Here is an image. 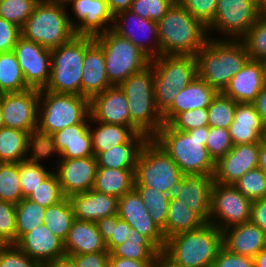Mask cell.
<instances>
[{"mask_svg":"<svg viewBox=\"0 0 266 267\" xmlns=\"http://www.w3.org/2000/svg\"><path fill=\"white\" fill-rule=\"evenodd\" d=\"M208 134L209 126L184 132L164 124L152 138L175 161L183 174L213 176L215 161L205 146Z\"/></svg>","mask_w":266,"mask_h":267,"instance_id":"obj_1","label":"cell"},{"mask_svg":"<svg viewBox=\"0 0 266 267\" xmlns=\"http://www.w3.org/2000/svg\"><path fill=\"white\" fill-rule=\"evenodd\" d=\"M197 76L218 93L224 91L230 80L250 59L240 40L208 39L196 53Z\"/></svg>","mask_w":266,"mask_h":267,"instance_id":"obj_2","label":"cell"},{"mask_svg":"<svg viewBox=\"0 0 266 267\" xmlns=\"http://www.w3.org/2000/svg\"><path fill=\"white\" fill-rule=\"evenodd\" d=\"M160 55L195 56L206 44L207 27L180 3H173L157 22Z\"/></svg>","mask_w":266,"mask_h":267,"instance_id":"obj_3","label":"cell"},{"mask_svg":"<svg viewBox=\"0 0 266 267\" xmlns=\"http://www.w3.org/2000/svg\"><path fill=\"white\" fill-rule=\"evenodd\" d=\"M222 246V230L205 223L168 238L161 253L171 263L182 267H212Z\"/></svg>","mask_w":266,"mask_h":267,"instance_id":"obj_4","label":"cell"},{"mask_svg":"<svg viewBox=\"0 0 266 267\" xmlns=\"http://www.w3.org/2000/svg\"><path fill=\"white\" fill-rule=\"evenodd\" d=\"M65 5L64 0H39L20 29L21 36L48 49L71 41L77 25L65 13Z\"/></svg>","mask_w":266,"mask_h":267,"instance_id":"obj_5","label":"cell"},{"mask_svg":"<svg viewBox=\"0 0 266 267\" xmlns=\"http://www.w3.org/2000/svg\"><path fill=\"white\" fill-rule=\"evenodd\" d=\"M39 100L40 117L35 135L38 146L51 134L73 124L87 123L90 119L89 99L84 96L53 93L42 89Z\"/></svg>","mask_w":266,"mask_h":267,"instance_id":"obj_6","label":"cell"},{"mask_svg":"<svg viewBox=\"0 0 266 267\" xmlns=\"http://www.w3.org/2000/svg\"><path fill=\"white\" fill-rule=\"evenodd\" d=\"M119 87L129 104L131 128L152 138L164 125L155 104L154 74L151 65L123 81Z\"/></svg>","mask_w":266,"mask_h":267,"instance_id":"obj_7","label":"cell"},{"mask_svg":"<svg viewBox=\"0 0 266 267\" xmlns=\"http://www.w3.org/2000/svg\"><path fill=\"white\" fill-rule=\"evenodd\" d=\"M154 74L155 104L163 115L173 104L178 91L197 77L195 56L160 55L151 59Z\"/></svg>","mask_w":266,"mask_h":267,"instance_id":"obj_8","label":"cell"},{"mask_svg":"<svg viewBox=\"0 0 266 267\" xmlns=\"http://www.w3.org/2000/svg\"><path fill=\"white\" fill-rule=\"evenodd\" d=\"M182 177L175 161L153 138H148L137 158L134 187H150L172 196Z\"/></svg>","mask_w":266,"mask_h":267,"instance_id":"obj_9","label":"cell"},{"mask_svg":"<svg viewBox=\"0 0 266 267\" xmlns=\"http://www.w3.org/2000/svg\"><path fill=\"white\" fill-rule=\"evenodd\" d=\"M94 40L102 47L106 74L113 86H119L128 77L150 65L151 59L141 49L112 29L94 36Z\"/></svg>","mask_w":266,"mask_h":267,"instance_id":"obj_10","label":"cell"},{"mask_svg":"<svg viewBox=\"0 0 266 267\" xmlns=\"http://www.w3.org/2000/svg\"><path fill=\"white\" fill-rule=\"evenodd\" d=\"M84 56L85 36L82 35L51 49L50 80L44 90L81 95Z\"/></svg>","mask_w":266,"mask_h":267,"instance_id":"obj_11","label":"cell"},{"mask_svg":"<svg viewBox=\"0 0 266 267\" xmlns=\"http://www.w3.org/2000/svg\"><path fill=\"white\" fill-rule=\"evenodd\" d=\"M252 201L245 197L233 184L213 182L211 191L210 223L220 230L249 222ZM218 217L222 223L212 218ZM224 223V224H223Z\"/></svg>","mask_w":266,"mask_h":267,"instance_id":"obj_12","label":"cell"},{"mask_svg":"<svg viewBox=\"0 0 266 267\" xmlns=\"http://www.w3.org/2000/svg\"><path fill=\"white\" fill-rule=\"evenodd\" d=\"M260 17L259 0H218L214 20L207 30L215 28L230 39L240 40Z\"/></svg>","mask_w":266,"mask_h":267,"instance_id":"obj_13","label":"cell"},{"mask_svg":"<svg viewBox=\"0 0 266 267\" xmlns=\"http://www.w3.org/2000/svg\"><path fill=\"white\" fill-rule=\"evenodd\" d=\"M40 90L3 93L1 108L4 126L28 132L34 139L38 123Z\"/></svg>","mask_w":266,"mask_h":267,"instance_id":"obj_14","label":"cell"},{"mask_svg":"<svg viewBox=\"0 0 266 267\" xmlns=\"http://www.w3.org/2000/svg\"><path fill=\"white\" fill-rule=\"evenodd\" d=\"M14 52L29 88L45 89L51 74V49L20 36Z\"/></svg>","mask_w":266,"mask_h":267,"instance_id":"obj_15","label":"cell"},{"mask_svg":"<svg viewBox=\"0 0 266 267\" xmlns=\"http://www.w3.org/2000/svg\"><path fill=\"white\" fill-rule=\"evenodd\" d=\"M39 150L46 157L58 152L62 159L94 156L88 124H73L51 134L39 146Z\"/></svg>","mask_w":266,"mask_h":267,"instance_id":"obj_16","label":"cell"},{"mask_svg":"<svg viewBox=\"0 0 266 267\" xmlns=\"http://www.w3.org/2000/svg\"><path fill=\"white\" fill-rule=\"evenodd\" d=\"M118 216L132 229L147 237L162 252L166 241L163 231L152 220L141 195L135 188L118 199Z\"/></svg>","mask_w":266,"mask_h":267,"instance_id":"obj_17","label":"cell"},{"mask_svg":"<svg viewBox=\"0 0 266 267\" xmlns=\"http://www.w3.org/2000/svg\"><path fill=\"white\" fill-rule=\"evenodd\" d=\"M260 143L233 145L231 150L215 162L214 182L234 184L247 171L258 167Z\"/></svg>","mask_w":266,"mask_h":267,"instance_id":"obj_18","label":"cell"},{"mask_svg":"<svg viewBox=\"0 0 266 267\" xmlns=\"http://www.w3.org/2000/svg\"><path fill=\"white\" fill-rule=\"evenodd\" d=\"M57 172L62 192L66 198L93 188L98 165L96 156L61 159Z\"/></svg>","mask_w":266,"mask_h":267,"instance_id":"obj_19","label":"cell"},{"mask_svg":"<svg viewBox=\"0 0 266 267\" xmlns=\"http://www.w3.org/2000/svg\"><path fill=\"white\" fill-rule=\"evenodd\" d=\"M213 176L207 174H183L180 185L174 190L173 197L188 205L206 223H210L211 191Z\"/></svg>","mask_w":266,"mask_h":267,"instance_id":"obj_20","label":"cell"},{"mask_svg":"<svg viewBox=\"0 0 266 267\" xmlns=\"http://www.w3.org/2000/svg\"><path fill=\"white\" fill-rule=\"evenodd\" d=\"M90 121L131 127L129 104L119 86H111L89 100Z\"/></svg>","mask_w":266,"mask_h":267,"instance_id":"obj_21","label":"cell"},{"mask_svg":"<svg viewBox=\"0 0 266 267\" xmlns=\"http://www.w3.org/2000/svg\"><path fill=\"white\" fill-rule=\"evenodd\" d=\"M114 22L115 24L110 26L116 34L125 39H128L131 43L141 49V51L150 59H154L160 56V42L158 38L157 22L142 18L130 10H125L117 13L114 16ZM134 27L137 29L136 31H140L144 36L141 35L140 32H138L137 34ZM139 33L141 36L139 35ZM145 33L153 35L155 39V47L146 44L145 41H147V39H145ZM142 36L144 39H141Z\"/></svg>","mask_w":266,"mask_h":267,"instance_id":"obj_22","label":"cell"},{"mask_svg":"<svg viewBox=\"0 0 266 267\" xmlns=\"http://www.w3.org/2000/svg\"><path fill=\"white\" fill-rule=\"evenodd\" d=\"M81 80V96L89 100L113 86L106 74V61L102 47L93 36H85V56Z\"/></svg>","mask_w":266,"mask_h":267,"instance_id":"obj_23","label":"cell"},{"mask_svg":"<svg viewBox=\"0 0 266 267\" xmlns=\"http://www.w3.org/2000/svg\"><path fill=\"white\" fill-rule=\"evenodd\" d=\"M15 245L43 267L66 256L64 242L44 224L24 234Z\"/></svg>","mask_w":266,"mask_h":267,"instance_id":"obj_24","label":"cell"},{"mask_svg":"<svg viewBox=\"0 0 266 267\" xmlns=\"http://www.w3.org/2000/svg\"><path fill=\"white\" fill-rule=\"evenodd\" d=\"M65 4L72 2V10L80 24L74 30L76 35L96 36L111 27H105L106 23H114V16L110 12L106 0H64Z\"/></svg>","mask_w":266,"mask_h":267,"instance_id":"obj_25","label":"cell"},{"mask_svg":"<svg viewBox=\"0 0 266 267\" xmlns=\"http://www.w3.org/2000/svg\"><path fill=\"white\" fill-rule=\"evenodd\" d=\"M222 245L231 253L254 258L266 247V234L259 226L249 221L224 229Z\"/></svg>","mask_w":266,"mask_h":267,"instance_id":"obj_26","label":"cell"},{"mask_svg":"<svg viewBox=\"0 0 266 267\" xmlns=\"http://www.w3.org/2000/svg\"><path fill=\"white\" fill-rule=\"evenodd\" d=\"M263 87L262 65L258 60L249 59L222 93L237 103H253Z\"/></svg>","mask_w":266,"mask_h":267,"instance_id":"obj_27","label":"cell"},{"mask_svg":"<svg viewBox=\"0 0 266 267\" xmlns=\"http://www.w3.org/2000/svg\"><path fill=\"white\" fill-rule=\"evenodd\" d=\"M75 219L93 221L118 214V198L91 189L69 198Z\"/></svg>","mask_w":266,"mask_h":267,"instance_id":"obj_28","label":"cell"},{"mask_svg":"<svg viewBox=\"0 0 266 267\" xmlns=\"http://www.w3.org/2000/svg\"><path fill=\"white\" fill-rule=\"evenodd\" d=\"M233 145L260 143L266 132L253 103H237L234 120L228 128Z\"/></svg>","mask_w":266,"mask_h":267,"instance_id":"obj_29","label":"cell"},{"mask_svg":"<svg viewBox=\"0 0 266 267\" xmlns=\"http://www.w3.org/2000/svg\"><path fill=\"white\" fill-rule=\"evenodd\" d=\"M217 93L197 76L188 86L178 91L172 106L162 115L164 124H169L179 113L208 108Z\"/></svg>","mask_w":266,"mask_h":267,"instance_id":"obj_30","label":"cell"},{"mask_svg":"<svg viewBox=\"0 0 266 267\" xmlns=\"http://www.w3.org/2000/svg\"><path fill=\"white\" fill-rule=\"evenodd\" d=\"M66 255L108 252L96 222L78 220L72 224L64 241Z\"/></svg>","mask_w":266,"mask_h":267,"instance_id":"obj_31","label":"cell"},{"mask_svg":"<svg viewBox=\"0 0 266 267\" xmlns=\"http://www.w3.org/2000/svg\"><path fill=\"white\" fill-rule=\"evenodd\" d=\"M30 148L33 154L27 158ZM38 150L39 146L28 132L9 127L0 128V162L20 163Z\"/></svg>","mask_w":266,"mask_h":267,"instance_id":"obj_32","label":"cell"},{"mask_svg":"<svg viewBox=\"0 0 266 267\" xmlns=\"http://www.w3.org/2000/svg\"><path fill=\"white\" fill-rule=\"evenodd\" d=\"M148 140L143 133H136L127 143L101 152L96 156L98 167L135 169L142 146Z\"/></svg>","mask_w":266,"mask_h":267,"instance_id":"obj_33","label":"cell"},{"mask_svg":"<svg viewBox=\"0 0 266 267\" xmlns=\"http://www.w3.org/2000/svg\"><path fill=\"white\" fill-rule=\"evenodd\" d=\"M134 186L135 169L98 167L92 189L119 199L134 189Z\"/></svg>","mask_w":266,"mask_h":267,"instance_id":"obj_34","label":"cell"},{"mask_svg":"<svg viewBox=\"0 0 266 267\" xmlns=\"http://www.w3.org/2000/svg\"><path fill=\"white\" fill-rule=\"evenodd\" d=\"M161 251L145 236L135 229L127 235V241L116 246L109 257H119L136 261H158Z\"/></svg>","mask_w":266,"mask_h":267,"instance_id":"obj_35","label":"cell"},{"mask_svg":"<svg viewBox=\"0 0 266 267\" xmlns=\"http://www.w3.org/2000/svg\"><path fill=\"white\" fill-rule=\"evenodd\" d=\"M184 203L171 196L165 224V239L189 230L197 229L206 222Z\"/></svg>","mask_w":266,"mask_h":267,"instance_id":"obj_36","label":"cell"},{"mask_svg":"<svg viewBox=\"0 0 266 267\" xmlns=\"http://www.w3.org/2000/svg\"><path fill=\"white\" fill-rule=\"evenodd\" d=\"M98 123L99 126L94 129V131L89 127L94 156L114 146L127 143L136 134L129 126L102 122Z\"/></svg>","mask_w":266,"mask_h":267,"instance_id":"obj_37","label":"cell"},{"mask_svg":"<svg viewBox=\"0 0 266 267\" xmlns=\"http://www.w3.org/2000/svg\"><path fill=\"white\" fill-rule=\"evenodd\" d=\"M75 221L74 210L69 198L46 207L43 224L63 242Z\"/></svg>","mask_w":266,"mask_h":267,"instance_id":"obj_38","label":"cell"},{"mask_svg":"<svg viewBox=\"0 0 266 267\" xmlns=\"http://www.w3.org/2000/svg\"><path fill=\"white\" fill-rule=\"evenodd\" d=\"M29 89L14 50L0 53V91L21 92Z\"/></svg>","mask_w":266,"mask_h":267,"instance_id":"obj_39","label":"cell"},{"mask_svg":"<svg viewBox=\"0 0 266 267\" xmlns=\"http://www.w3.org/2000/svg\"><path fill=\"white\" fill-rule=\"evenodd\" d=\"M45 157L46 156L38 150L32 157L19 163V176L23 198H27L51 173L38 162Z\"/></svg>","mask_w":266,"mask_h":267,"instance_id":"obj_40","label":"cell"},{"mask_svg":"<svg viewBox=\"0 0 266 267\" xmlns=\"http://www.w3.org/2000/svg\"><path fill=\"white\" fill-rule=\"evenodd\" d=\"M46 208L23 198L16 204V242L32 229L43 224Z\"/></svg>","mask_w":266,"mask_h":267,"instance_id":"obj_41","label":"cell"},{"mask_svg":"<svg viewBox=\"0 0 266 267\" xmlns=\"http://www.w3.org/2000/svg\"><path fill=\"white\" fill-rule=\"evenodd\" d=\"M141 195L152 220L163 231L165 237V224L171 195L150 187H134Z\"/></svg>","mask_w":266,"mask_h":267,"instance_id":"obj_42","label":"cell"},{"mask_svg":"<svg viewBox=\"0 0 266 267\" xmlns=\"http://www.w3.org/2000/svg\"><path fill=\"white\" fill-rule=\"evenodd\" d=\"M22 199L19 163L0 162V200L17 204Z\"/></svg>","mask_w":266,"mask_h":267,"instance_id":"obj_43","label":"cell"},{"mask_svg":"<svg viewBox=\"0 0 266 267\" xmlns=\"http://www.w3.org/2000/svg\"><path fill=\"white\" fill-rule=\"evenodd\" d=\"M99 233L106 242V247L110 253L116 246L127 241V235L131 233V226L118 214L105 217L96 222Z\"/></svg>","mask_w":266,"mask_h":267,"instance_id":"obj_44","label":"cell"},{"mask_svg":"<svg viewBox=\"0 0 266 267\" xmlns=\"http://www.w3.org/2000/svg\"><path fill=\"white\" fill-rule=\"evenodd\" d=\"M237 102L222 92L212 99L208 110L209 127L228 129L234 120Z\"/></svg>","mask_w":266,"mask_h":267,"instance_id":"obj_45","label":"cell"},{"mask_svg":"<svg viewBox=\"0 0 266 267\" xmlns=\"http://www.w3.org/2000/svg\"><path fill=\"white\" fill-rule=\"evenodd\" d=\"M64 198L65 196L62 192L58 176L54 171H51V173L27 197L30 201L38 203L45 208L59 203Z\"/></svg>","mask_w":266,"mask_h":267,"instance_id":"obj_46","label":"cell"},{"mask_svg":"<svg viewBox=\"0 0 266 267\" xmlns=\"http://www.w3.org/2000/svg\"><path fill=\"white\" fill-rule=\"evenodd\" d=\"M250 59L258 60L266 57V16H261L249 31L240 39Z\"/></svg>","mask_w":266,"mask_h":267,"instance_id":"obj_47","label":"cell"},{"mask_svg":"<svg viewBox=\"0 0 266 267\" xmlns=\"http://www.w3.org/2000/svg\"><path fill=\"white\" fill-rule=\"evenodd\" d=\"M233 185L251 201L266 198V174L259 167L247 171Z\"/></svg>","mask_w":266,"mask_h":267,"instance_id":"obj_48","label":"cell"},{"mask_svg":"<svg viewBox=\"0 0 266 267\" xmlns=\"http://www.w3.org/2000/svg\"><path fill=\"white\" fill-rule=\"evenodd\" d=\"M39 0H0V18L20 29L31 16Z\"/></svg>","mask_w":266,"mask_h":267,"instance_id":"obj_49","label":"cell"},{"mask_svg":"<svg viewBox=\"0 0 266 267\" xmlns=\"http://www.w3.org/2000/svg\"><path fill=\"white\" fill-rule=\"evenodd\" d=\"M205 146L208 149L209 155L216 162L233 147L229 130L220 127H209Z\"/></svg>","mask_w":266,"mask_h":267,"instance_id":"obj_50","label":"cell"},{"mask_svg":"<svg viewBox=\"0 0 266 267\" xmlns=\"http://www.w3.org/2000/svg\"><path fill=\"white\" fill-rule=\"evenodd\" d=\"M172 4L170 0H134L130 11L142 18L158 22Z\"/></svg>","mask_w":266,"mask_h":267,"instance_id":"obj_51","label":"cell"},{"mask_svg":"<svg viewBox=\"0 0 266 267\" xmlns=\"http://www.w3.org/2000/svg\"><path fill=\"white\" fill-rule=\"evenodd\" d=\"M169 125L175 129L187 132L198 127L209 126L207 108L191 109L179 113Z\"/></svg>","mask_w":266,"mask_h":267,"instance_id":"obj_52","label":"cell"},{"mask_svg":"<svg viewBox=\"0 0 266 267\" xmlns=\"http://www.w3.org/2000/svg\"><path fill=\"white\" fill-rule=\"evenodd\" d=\"M16 204L0 200V237L6 244L16 243Z\"/></svg>","mask_w":266,"mask_h":267,"instance_id":"obj_53","label":"cell"},{"mask_svg":"<svg viewBox=\"0 0 266 267\" xmlns=\"http://www.w3.org/2000/svg\"><path fill=\"white\" fill-rule=\"evenodd\" d=\"M0 267H43L20 250L15 244L0 249Z\"/></svg>","mask_w":266,"mask_h":267,"instance_id":"obj_54","label":"cell"},{"mask_svg":"<svg viewBox=\"0 0 266 267\" xmlns=\"http://www.w3.org/2000/svg\"><path fill=\"white\" fill-rule=\"evenodd\" d=\"M180 4L207 27L214 20L218 0H181Z\"/></svg>","mask_w":266,"mask_h":267,"instance_id":"obj_55","label":"cell"},{"mask_svg":"<svg viewBox=\"0 0 266 267\" xmlns=\"http://www.w3.org/2000/svg\"><path fill=\"white\" fill-rule=\"evenodd\" d=\"M212 267H255V265L253 257L231 253L222 246Z\"/></svg>","mask_w":266,"mask_h":267,"instance_id":"obj_56","label":"cell"},{"mask_svg":"<svg viewBox=\"0 0 266 267\" xmlns=\"http://www.w3.org/2000/svg\"><path fill=\"white\" fill-rule=\"evenodd\" d=\"M21 30L18 26L0 18V53L14 50Z\"/></svg>","mask_w":266,"mask_h":267,"instance_id":"obj_57","label":"cell"},{"mask_svg":"<svg viewBox=\"0 0 266 267\" xmlns=\"http://www.w3.org/2000/svg\"><path fill=\"white\" fill-rule=\"evenodd\" d=\"M66 256L70 257L76 263L77 267H110L109 252Z\"/></svg>","mask_w":266,"mask_h":267,"instance_id":"obj_58","label":"cell"},{"mask_svg":"<svg viewBox=\"0 0 266 267\" xmlns=\"http://www.w3.org/2000/svg\"><path fill=\"white\" fill-rule=\"evenodd\" d=\"M250 221L266 234V198L252 201Z\"/></svg>","mask_w":266,"mask_h":267,"instance_id":"obj_59","label":"cell"},{"mask_svg":"<svg viewBox=\"0 0 266 267\" xmlns=\"http://www.w3.org/2000/svg\"><path fill=\"white\" fill-rule=\"evenodd\" d=\"M110 267H157L158 261H136L132 259L109 257Z\"/></svg>","mask_w":266,"mask_h":267,"instance_id":"obj_60","label":"cell"},{"mask_svg":"<svg viewBox=\"0 0 266 267\" xmlns=\"http://www.w3.org/2000/svg\"><path fill=\"white\" fill-rule=\"evenodd\" d=\"M262 122L266 125V85L261 89L253 102Z\"/></svg>","mask_w":266,"mask_h":267,"instance_id":"obj_61","label":"cell"},{"mask_svg":"<svg viewBox=\"0 0 266 267\" xmlns=\"http://www.w3.org/2000/svg\"><path fill=\"white\" fill-rule=\"evenodd\" d=\"M110 12L115 16L117 13L125 10H130L134 0H106Z\"/></svg>","mask_w":266,"mask_h":267,"instance_id":"obj_62","label":"cell"},{"mask_svg":"<svg viewBox=\"0 0 266 267\" xmlns=\"http://www.w3.org/2000/svg\"><path fill=\"white\" fill-rule=\"evenodd\" d=\"M44 267H77L76 263L68 256L46 264Z\"/></svg>","mask_w":266,"mask_h":267,"instance_id":"obj_63","label":"cell"},{"mask_svg":"<svg viewBox=\"0 0 266 267\" xmlns=\"http://www.w3.org/2000/svg\"><path fill=\"white\" fill-rule=\"evenodd\" d=\"M258 167L266 174V142L264 140L260 142Z\"/></svg>","mask_w":266,"mask_h":267,"instance_id":"obj_64","label":"cell"},{"mask_svg":"<svg viewBox=\"0 0 266 267\" xmlns=\"http://www.w3.org/2000/svg\"><path fill=\"white\" fill-rule=\"evenodd\" d=\"M255 267H266V247L254 257Z\"/></svg>","mask_w":266,"mask_h":267,"instance_id":"obj_65","label":"cell"},{"mask_svg":"<svg viewBox=\"0 0 266 267\" xmlns=\"http://www.w3.org/2000/svg\"><path fill=\"white\" fill-rule=\"evenodd\" d=\"M157 267H182L179 265H175L171 263L162 253L160 257L158 258V265Z\"/></svg>","mask_w":266,"mask_h":267,"instance_id":"obj_66","label":"cell"},{"mask_svg":"<svg viewBox=\"0 0 266 267\" xmlns=\"http://www.w3.org/2000/svg\"><path fill=\"white\" fill-rule=\"evenodd\" d=\"M259 9L261 16H266V0H259Z\"/></svg>","mask_w":266,"mask_h":267,"instance_id":"obj_67","label":"cell"},{"mask_svg":"<svg viewBox=\"0 0 266 267\" xmlns=\"http://www.w3.org/2000/svg\"><path fill=\"white\" fill-rule=\"evenodd\" d=\"M262 65V73H263V81L264 85H266V57L260 60Z\"/></svg>","mask_w":266,"mask_h":267,"instance_id":"obj_68","label":"cell"},{"mask_svg":"<svg viewBox=\"0 0 266 267\" xmlns=\"http://www.w3.org/2000/svg\"><path fill=\"white\" fill-rule=\"evenodd\" d=\"M4 126V121H3V112L1 108V102H0V128H3Z\"/></svg>","mask_w":266,"mask_h":267,"instance_id":"obj_69","label":"cell"},{"mask_svg":"<svg viewBox=\"0 0 266 267\" xmlns=\"http://www.w3.org/2000/svg\"><path fill=\"white\" fill-rule=\"evenodd\" d=\"M7 244L0 237V249L4 248Z\"/></svg>","mask_w":266,"mask_h":267,"instance_id":"obj_70","label":"cell"},{"mask_svg":"<svg viewBox=\"0 0 266 267\" xmlns=\"http://www.w3.org/2000/svg\"><path fill=\"white\" fill-rule=\"evenodd\" d=\"M172 3H180L181 0H170Z\"/></svg>","mask_w":266,"mask_h":267,"instance_id":"obj_71","label":"cell"},{"mask_svg":"<svg viewBox=\"0 0 266 267\" xmlns=\"http://www.w3.org/2000/svg\"><path fill=\"white\" fill-rule=\"evenodd\" d=\"M2 96H3V93L0 91V102H1Z\"/></svg>","mask_w":266,"mask_h":267,"instance_id":"obj_72","label":"cell"},{"mask_svg":"<svg viewBox=\"0 0 266 267\" xmlns=\"http://www.w3.org/2000/svg\"><path fill=\"white\" fill-rule=\"evenodd\" d=\"M263 140L266 142V132H265V134H264V138H263Z\"/></svg>","mask_w":266,"mask_h":267,"instance_id":"obj_73","label":"cell"}]
</instances>
